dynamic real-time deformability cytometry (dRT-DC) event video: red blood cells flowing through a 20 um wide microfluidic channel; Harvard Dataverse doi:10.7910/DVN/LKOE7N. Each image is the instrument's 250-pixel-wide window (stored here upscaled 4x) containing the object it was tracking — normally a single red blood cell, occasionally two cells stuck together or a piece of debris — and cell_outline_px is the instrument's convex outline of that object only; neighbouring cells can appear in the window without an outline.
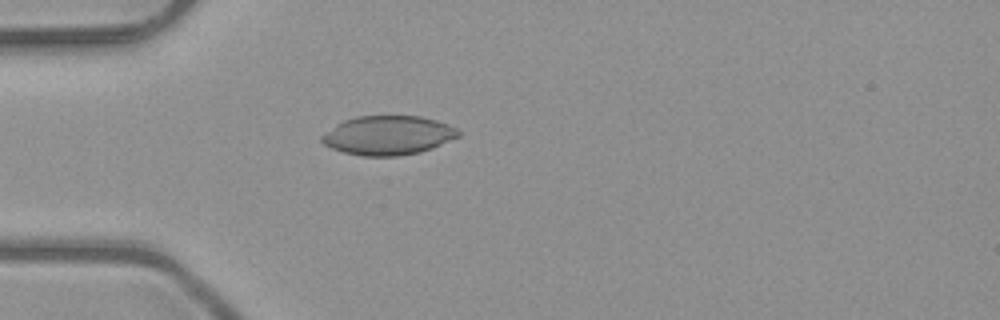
{"species": "common noctule bat (a hibernating species)", "species_latin": "Nyctalus noctula", "temperature_condition": "room temperature", "stored_images_in_passage": 1, "camera_frame_rate_fps": 3000, "um_per_image_px": 0.085, "animal": {"sex": "male", "body_mass_g": 23.1, "forearm_length_mm": 52.7}, "frame": {"image": 1, "passage_image": 1, "time_ms": 0.0, "image_size_px": [1000, 320], "cell_outline_px": [[460, 136], [432, 148], [420, 152], [396, 156], [364, 156], [344, 152], [332, 148], [324, 144], [320, 140], [320, 136], [336, 124], [344, 120], [356, 116], [420, 116], [436, 120], [448, 124], [456, 128], [460, 132]], "centroid_in_image_um": [32.98, 11.5], "position_along_channel_um": 52.0, "area_um2": 31.1}}